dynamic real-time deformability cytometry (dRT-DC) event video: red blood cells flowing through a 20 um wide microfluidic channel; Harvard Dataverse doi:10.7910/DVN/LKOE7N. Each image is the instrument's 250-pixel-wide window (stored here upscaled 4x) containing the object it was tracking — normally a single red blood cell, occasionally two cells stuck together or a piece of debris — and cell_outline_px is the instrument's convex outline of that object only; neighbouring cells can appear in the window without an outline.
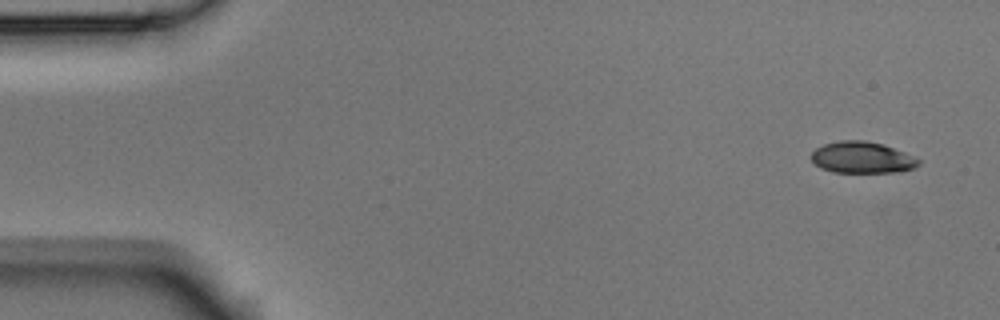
{"species": "Egyptian fruit bat (a non-hibernating species)", "species_latin": "Rousettus aegyptiacus", "temperature_condition": "room temperature", "stored_images_in_passage": 4, "camera_frame_rate_fps": 3000, "um_per_image_px": 0.085, "animal": {"sex": "male"}, "frame": {"image": 1, "passage_image": 1, "time_ms": 0.0, "image_size_px": [1000, 320], "cell_outline_px": [[920, 164], [916, 168], [892, 172], [832, 172], [820, 168], [808, 156], [816, 148], [824, 144], [840, 140], [864, 140], [884, 144], [904, 152], [920, 160]], "centroid_in_image_um": [73.25, 13.38], "position_along_channel_um": 11.7, "area_um2": 19.77}}